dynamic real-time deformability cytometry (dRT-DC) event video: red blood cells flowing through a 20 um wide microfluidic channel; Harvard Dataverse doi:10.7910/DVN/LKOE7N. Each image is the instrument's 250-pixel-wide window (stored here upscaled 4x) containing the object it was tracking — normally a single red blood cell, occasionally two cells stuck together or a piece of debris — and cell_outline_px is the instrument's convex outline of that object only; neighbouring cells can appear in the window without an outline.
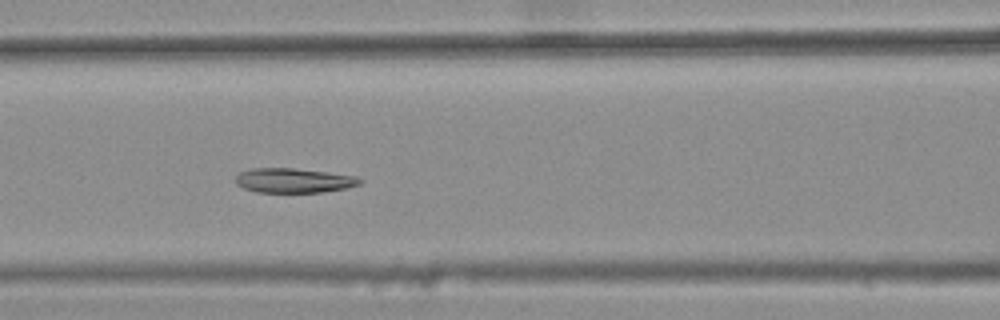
{"species": "common noctule bat (a hibernating species)", "species_latin": "Nyctalus noctula", "temperature_condition": "warm", "stored_images_in_passage": 13, "camera_frame_rate_fps": 3000, "um_per_image_px": 0.085, "animal": {"sex": "female", "body_mass_g": 25.1}, "frame": {"image": 1, "passage_image": 10, "time_ms": 3.0, "image_size_px": [1000, 320], "cell_outline_px": [[364, 180], [360, 184], [348, 188], [324, 192], [256, 192], [244, 188], [236, 184], [236, 176], [240, 172], [252, 168], [292, 168], [356, 176]], "centroid_in_image_um": [24.98, 15.35], "position_along_channel_um": 141.6, "area_um2": 17.74}}